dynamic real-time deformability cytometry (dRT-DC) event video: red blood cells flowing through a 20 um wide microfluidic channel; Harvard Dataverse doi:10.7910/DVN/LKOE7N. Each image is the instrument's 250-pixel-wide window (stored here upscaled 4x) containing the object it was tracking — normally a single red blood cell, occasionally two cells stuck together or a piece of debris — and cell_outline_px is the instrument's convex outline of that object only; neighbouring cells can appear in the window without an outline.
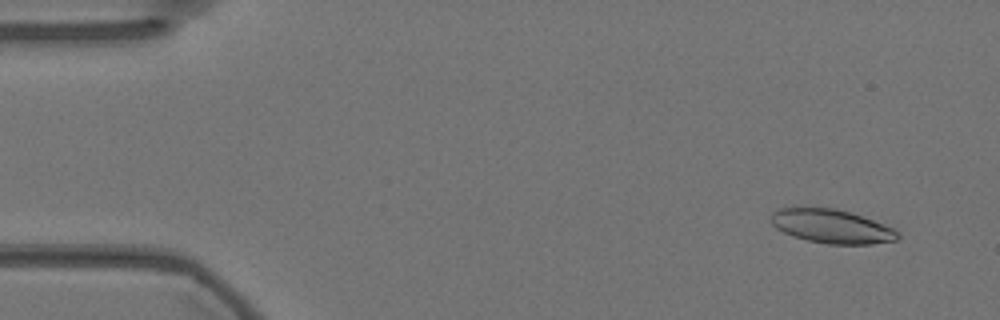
{"species": "Egyptian fruit bat (a non-hibernating species)", "species_latin": "Rousettus aegyptiacus", "temperature_condition": "warm", "stored_images_in_passage": 16, "camera_frame_rate_fps": 3000, "um_per_image_px": 0.085, "animal": {"sex": "female"}, "frame": {"image": 1, "passage_image": 3, "time_ms": 0.667, "image_size_px": [1000, 320], "cell_outline_px": [[900, 236], [896, 240], [872, 244], [828, 244], [808, 240], [792, 236], [776, 228], [772, 224], [772, 212], [780, 208], [792, 204], [836, 208], [872, 220], [892, 228], [900, 232]], "centroid_in_image_um": [70.61, 19.19], "position_along_channel_um": 14.4, "area_um2": 25.43}}
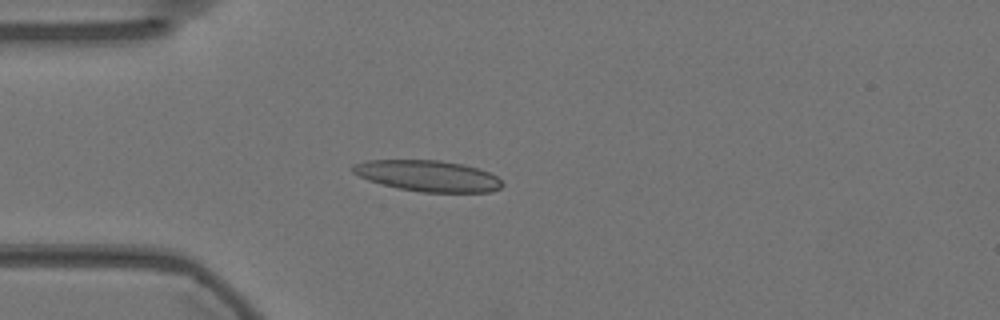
{"frame": {"image": 2, "passage_image": 14, "time_ms": 4.333, "image_size_px": [1000, 320], "cell_outline_px": [[504, 184], [500, 188], [492, 192], [420, 192], [400, 188], [368, 180], [352, 172], [352, 164], [368, 160], [440, 160], [464, 164], [480, 168], [496, 176]], "centroid_in_image_um": [36.4, 14.94], "position_along_channel_um": 48.6, "area_um2": 27.05}}